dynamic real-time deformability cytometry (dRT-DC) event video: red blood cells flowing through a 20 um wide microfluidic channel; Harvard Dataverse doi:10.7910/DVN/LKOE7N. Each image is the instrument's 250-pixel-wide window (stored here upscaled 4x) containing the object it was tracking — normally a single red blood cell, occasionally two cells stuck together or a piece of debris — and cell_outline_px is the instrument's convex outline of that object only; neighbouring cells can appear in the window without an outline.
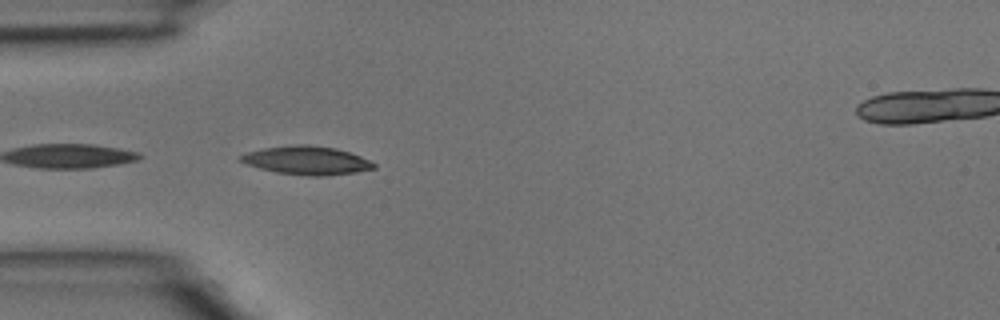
{"species": "common noctule bat (a hibernating species)", "species_latin": "Nyctalus noctula", "temperature_condition": "room temperature", "stored_images_in_passage": 2, "segment_of_instrument_passage": [1, 2], "camera_frame_rate_fps": 3000, "um_per_image_px": 0.085, "animal": {"sex": "male", "body_mass_g": 15.6}, "frame": {"image": 1, "passage_image": 1, "time_ms": 0.0, "image_size_px": [1000, 320], "cell_outline_px": [[376, 168], [356, 172], [324, 176], [308, 176], [276, 172], [260, 168], [248, 164], [240, 160], [240, 156], [248, 152], [264, 148], [296, 144], [308, 144], [336, 148], [360, 156], [376, 164]], "centroid_in_image_um": [26.1, 13.63], "position_along_channel_um": 58.9, "area_um2": 21.91}}